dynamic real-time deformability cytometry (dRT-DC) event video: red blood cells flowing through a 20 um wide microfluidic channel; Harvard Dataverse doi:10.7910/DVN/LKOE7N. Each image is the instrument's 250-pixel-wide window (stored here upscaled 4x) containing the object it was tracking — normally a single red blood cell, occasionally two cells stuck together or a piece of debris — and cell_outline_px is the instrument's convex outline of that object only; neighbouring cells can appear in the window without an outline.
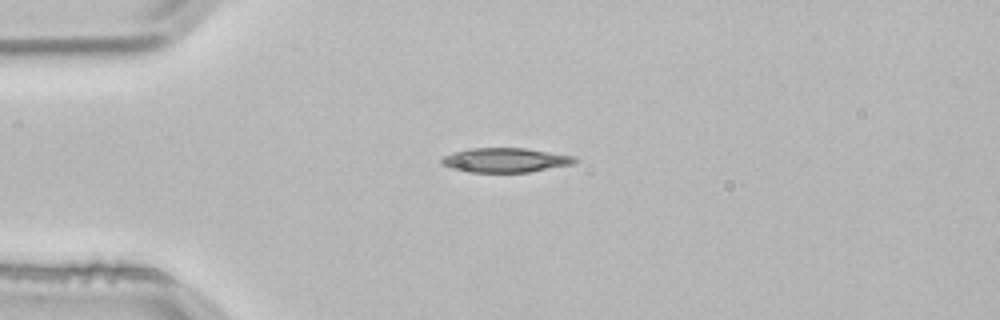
{"species": "common noctule bat (a hibernating species)", "species_latin": "Nyctalus noctula", "temperature_condition": "room temperature", "stored_images_in_passage": 1, "camera_frame_rate_fps": 3000, "um_per_image_px": 0.085, "animal": {"sex": "male", "body_mass_g": 21.5, "forearm_length_mm": 52.0}, "frame": {"image": 1, "passage_image": 1, "time_ms": 0.0, "image_size_px": [1000, 320], "cell_outline_px": [[580, 160], [572, 164], [528, 172], [472, 172], [452, 168], [440, 164], [440, 156], [452, 152], [468, 148], [524, 148], [576, 156]], "centroid_in_image_um": [42.92, 13.6], "position_along_channel_um": 42.1, "area_um2": 19.07}}